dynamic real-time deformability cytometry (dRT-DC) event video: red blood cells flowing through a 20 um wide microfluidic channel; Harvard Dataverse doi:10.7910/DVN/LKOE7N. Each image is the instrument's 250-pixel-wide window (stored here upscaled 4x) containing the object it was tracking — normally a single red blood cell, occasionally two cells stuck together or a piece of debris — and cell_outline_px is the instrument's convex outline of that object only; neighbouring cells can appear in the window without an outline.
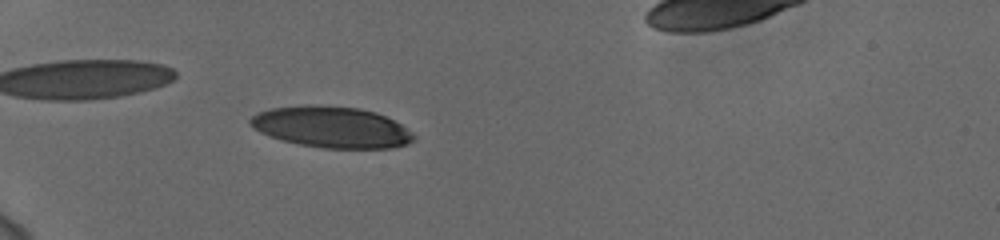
{"species": "human", "species_latin": "Homo sapiens", "temperature_condition": "cold", "stored_images_in_passage": 57, "camera_frame_rate_fps": 3000, "um_per_image_px": 0.085, "donor": {"sex": "female"}, "frame": {"image": 1, "passage_image": 20, "time_ms": 6.333, "image_size_px": [1000, 240], "cell_outline_px": [[416, 136], [408, 144], [388, 148], [324, 148], [300, 144], [284, 140], [260, 132], [252, 128], [248, 124], [248, 120], [252, 116], [260, 112], [272, 108], [304, 104], [312, 104], [360, 108], [376, 112], [400, 124], [412, 132]], "centroid_in_image_um": [28.16, 10.79], "position_along_channel_um": 56.8, "area_um2": 39.13}}
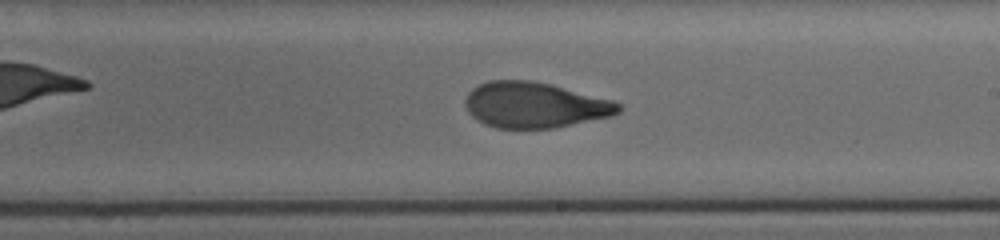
{"frame": {"image": 2, "passage_image": 37, "time_ms": 12.0, "image_size_px": [1000, 240], "cell_outline_px": [[620, 112], [612, 116], [552, 128], [496, 128], [484, 124], [476, 120], [468, 112], [464, 104], [464, 100], [468, 92], [472, 88], [488, 80], [532, 80], [552, 84], [612, 100], [620, 104]], "centroid_in_image_um": [45.41, 8.92], "position_along_channel_um": 243.6, "area_um2": 40.92}}
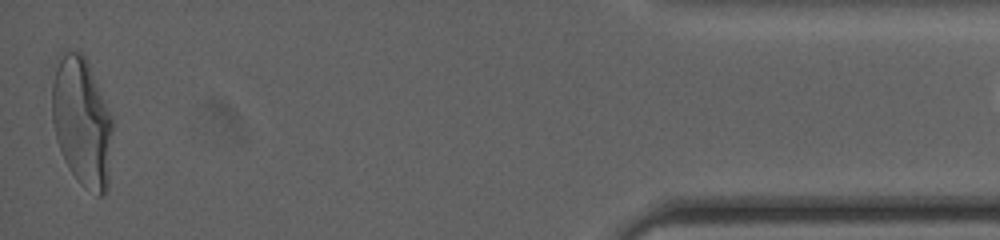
{"frame": {"image": 3, "passage_image": 57, "time_ms": 18.667, "image_size_px": [1000, 240], "cell_outline_px": [[112, 128], [108, 188], [104, 196], [96, 196], [84, 188], [80, 184], [68, 168], [64, 160], [56, 136], [52, 120], [52, 84], [56, 56], [60, 52], [68, 48], [84, 52], [88, 60], [112, 116]], "centroid_in_image_um": [6.95, 10.29], "position_along_channel_um": 428.2, "area_um2": 46.59}, "authors_computed_cell_mechanics": {"area_um2": 40.6912, "velocity_mm_per_s": 3.7421, "shape_relaxation_time_tau1_ms": 5.3681, "shape_relaxation_time_tau2_ms": 1.2348, "deformation_change_tau1": 0.2023, "deformation_change_tau2": 0.0799}}